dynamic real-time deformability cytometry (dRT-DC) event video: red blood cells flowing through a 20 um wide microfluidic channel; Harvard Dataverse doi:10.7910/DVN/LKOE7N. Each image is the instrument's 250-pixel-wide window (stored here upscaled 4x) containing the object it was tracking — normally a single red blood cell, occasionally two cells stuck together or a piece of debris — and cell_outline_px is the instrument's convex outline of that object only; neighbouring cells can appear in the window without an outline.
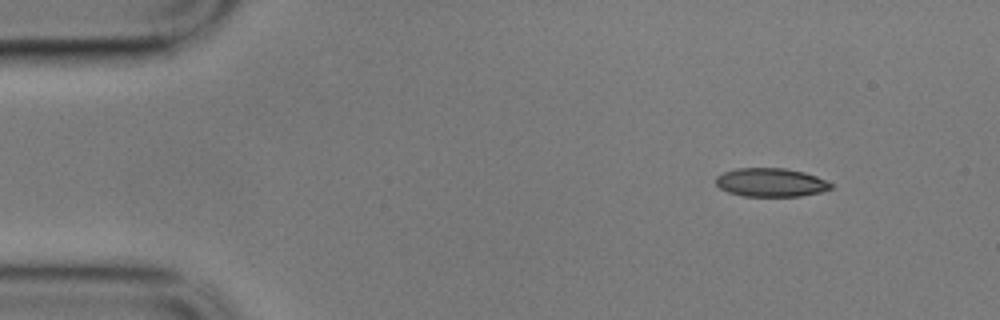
{"species": "common noctule bat (a hibernating species)", "species_latin": "Nyctalus noctula", "temperature_condition": "cold", "stored_images_in_passage": 4, "camera_frame_rate_fps": 3000, "um_per_image_px": 0.085, "animal": {"sex": "male", "body_mass_g": 17.9}, "frame": {"image": 1, "passage_image": 1, "time_ms": 0.0, "image_size_px": [1000, 320], "cell_outline_px": [[832, 188], [820, 192], [800, 196], [744, 196], [728, 192], [720, 188], [716, 184], [716, 176], [724, 172], [736, 168], [784, 168], [804, 172], [816, 176], [832, 184]], "centroid_in_image_um": [65.5, 15.5], "position_along_channel_um": 19.5, "area_um2": 19.07}}
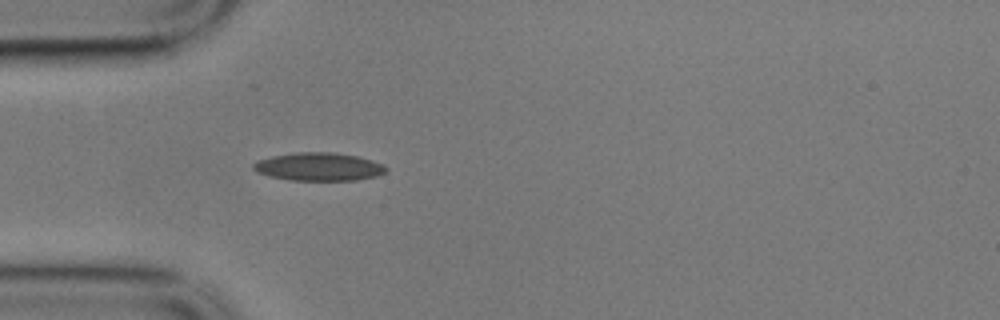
{"frame": {"image": 2, "passage_image": 4, "time_ms": 1.0, "image_size_px": [1000, 320], "cell_outline_px": [[388, 168], [384, 172], [376, 176], [356, 180], [288, 180], [268, 176], [256, 172], [252, 168], [252, 164], [256, 160], [272, 156], [296, 152], [336, 152], [356, 156], [372, 160], [384, 164]], "centroid_in_image_um": [27.06, 14.17], "position_along_channel_um": 57.9, "area_um2": 21.91}}